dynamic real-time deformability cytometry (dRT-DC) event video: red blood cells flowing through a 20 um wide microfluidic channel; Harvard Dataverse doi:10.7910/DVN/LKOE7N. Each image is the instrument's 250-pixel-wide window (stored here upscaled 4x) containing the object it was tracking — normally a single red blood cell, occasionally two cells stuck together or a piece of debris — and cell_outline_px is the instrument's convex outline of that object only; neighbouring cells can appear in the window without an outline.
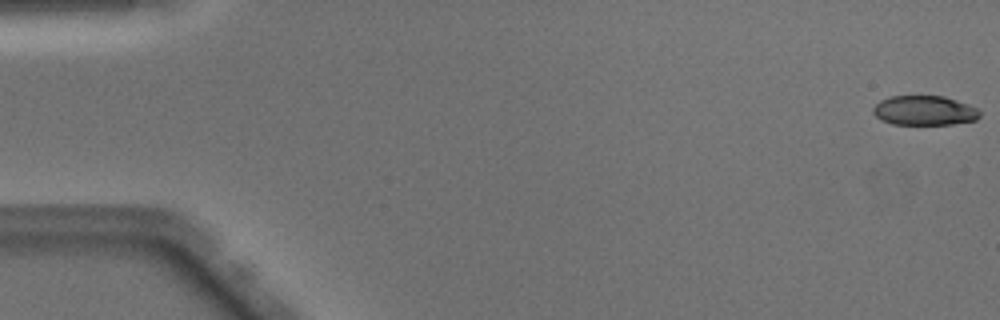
{"species": "Egyptian fruit bat (a non-hibernating species)", "species_latin": "Rousettus aegyptiacus", "temperature_condition": "warm", "stored_images_in_passage": 15, "camera_frame_rate_fps": 3000, "um_per_image_px": 0.085, "animal": {"sex": "male"}, "frame": {"image": 1, "passage_image": 1, "time_ms": 0.0, "image_size_px": [1000, 320], "cell_outline_px": [[980, 116], [976, 120], [952, 124], [892, 124], [880, 120], [872, 112], [872, 108], [880, 100], [892, 96], [944, 96], [968, 104], [976, 108], [980, 112]], "centroid_in_image_um": [78.55, 9.39], "position_along_channel_um": 6.4, "area_um2": 18.38}}
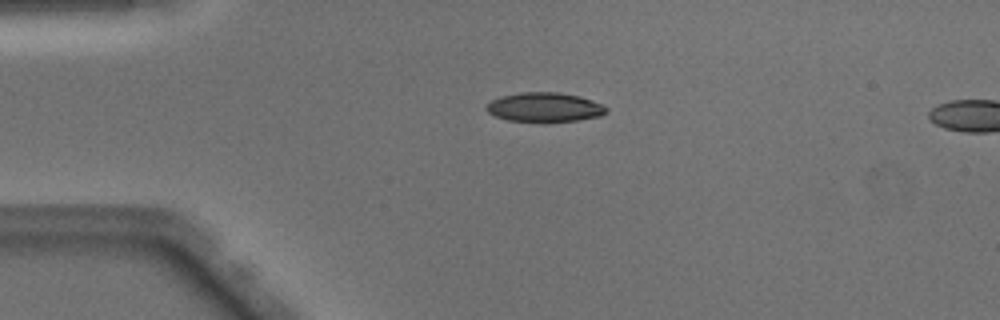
{"frame": {"image": 2, "passage_image": 12, "time_ms": 3.667, "image_size_px": [1000, 320], "cell_outline_px": [[608, 112], [600, 116], [576, 120], [508, 120], [496, 116], [488, 112], [484, 108], [492, 100], [500, 96], [520, 92], [560, 92], [580, 96], [604, 104], [608, 108]], "centroid_in_image_um": [46.32, 9.08], "position_along_channel_um": 38.7, "area_um2": 20.17}}